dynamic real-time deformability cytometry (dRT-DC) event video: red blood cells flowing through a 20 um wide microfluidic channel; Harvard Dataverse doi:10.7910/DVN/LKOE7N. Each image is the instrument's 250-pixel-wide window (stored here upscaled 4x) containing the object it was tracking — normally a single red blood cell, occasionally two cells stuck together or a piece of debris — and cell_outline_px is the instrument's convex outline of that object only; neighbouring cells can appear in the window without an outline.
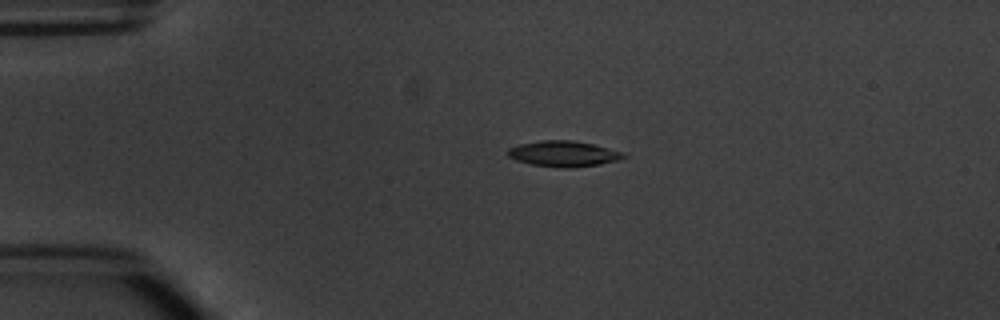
{"species": "common noctule bat (a hibernating species)", "species_latin": "Nyctalus noctula", "temperature_condition": "warm", "stored_images_in_passage": 2, "camera_frame_rate_fps": 3000, "um_per_image_px": 0.085, "animal": {"sex": "male", "body_mass_g": 20.1, "forearm_length_mm": 53.5}, "frame": {"image": 1, "passage_image": 1, "time_ms": 0.0, "image_size_px": [1000, 320], "cell_outline_px": [[628, 156], [620, 160], [600, 164], [572, 168], [560, 168], [532, 164], [516, 160], [508, 156], [508, 148], [520, 144], [540, 140], [572, 140], [592, 144], [624, 152]], "centroid_in_image_um": [47.93, 13.07], "position_along_channel_um": 37.1, "area_um2": 17.4}}